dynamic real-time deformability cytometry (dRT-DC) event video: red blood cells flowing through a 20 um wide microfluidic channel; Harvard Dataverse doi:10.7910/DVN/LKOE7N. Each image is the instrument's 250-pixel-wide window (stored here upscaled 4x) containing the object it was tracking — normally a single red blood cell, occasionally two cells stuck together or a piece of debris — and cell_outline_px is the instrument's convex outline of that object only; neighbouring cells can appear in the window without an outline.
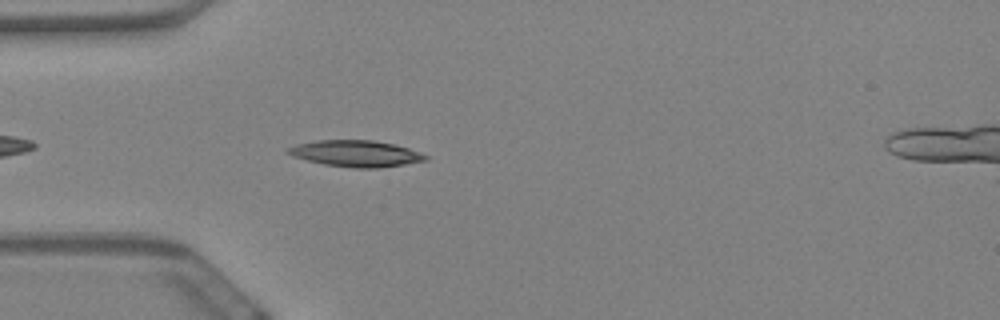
{"species": "Egyptian fruit bat (a non-hibernating species)", "species_latin": "Rousettus aegyptiacus", "temperature_condition": "warm", "stored_images_in_passage": 16, "camera_frame_rate_fps": 3000, "um_per_image_px": 0.085, "animal": {"sex": "female"}, "frame": {"image": 1, "passage_image": 5, "time_ms": 1.333, "image_size_px": [1000, 320], "cell_outline_px": [[428, 160], [404, 164], [376, 168], [356, 168], [324, 164], [292, 156], [284, 152], [288, 148], [296, 144], [316, 140], [372, 140], [396, 144], [420, 152], [428, 156]], "centroid_in_image_um": [30.24, 13.04], "position_along_channel_um": 54.8, "area_um2": 21.1}}